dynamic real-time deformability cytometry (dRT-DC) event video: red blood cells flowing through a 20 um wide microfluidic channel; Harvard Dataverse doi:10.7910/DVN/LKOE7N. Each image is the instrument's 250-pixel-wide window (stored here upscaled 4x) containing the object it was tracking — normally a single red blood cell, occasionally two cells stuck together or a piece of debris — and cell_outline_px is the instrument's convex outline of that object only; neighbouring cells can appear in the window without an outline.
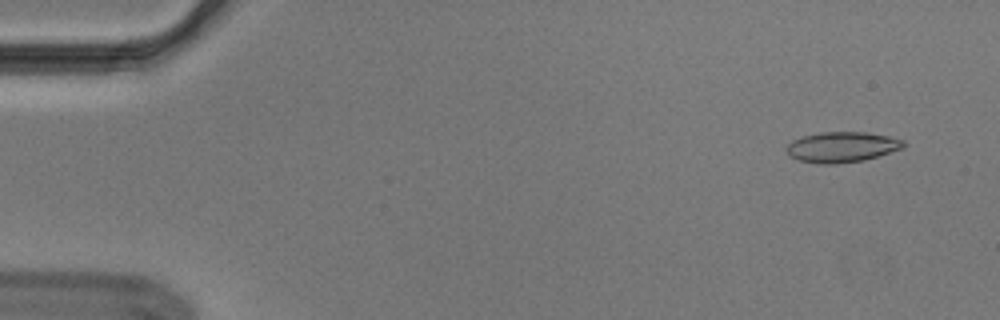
{"species": "Egyptian fruit bat (a non-hibernating species)", "species_latin": "Rousettus aegyptiacus", "temperature_condition": "cold", "stored_images_in_passage": 54, "camera_frame_rate_fps": 3000, "um_per_image_px": 0.085, "animal": {"sex": "male"}, "frame": {"image": 1, "passage_image": 4, "time_ms": 1.0, "image_size_px": [1000, 320], "cell_outline_px": [[904, 148], [864, 160], [836, 164], [820, 164], [800, 160], [788, 156], [784, 148], [792, 140], [804, 136], [820, 132], [864, 132], [888, 136], [904, 140]], "centroid_in_image_um": [71.53, 12.5], "position_along_channel_um": 13.5, "area_um2": 20.81}}
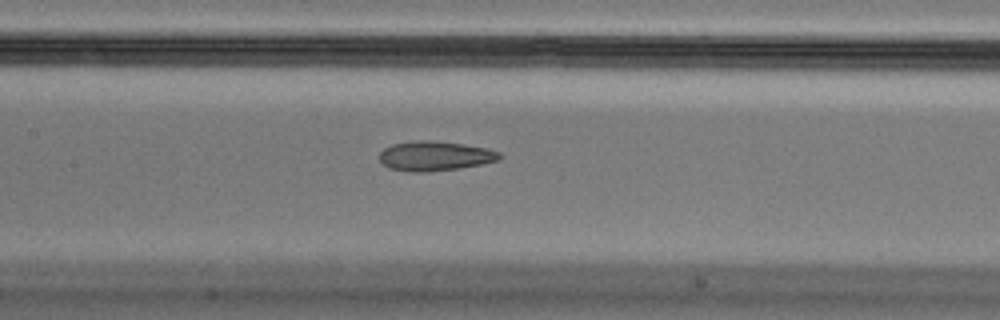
{"frame": {"image": 2, "passage_image": 26, "time_ms": 8.333, "image_size_px": [1000, 320], "cell_outline_px": [[504, 156], [500, 160], [484, 164], [460, 168], [428, 172], [408, 172], [388, 168], [380, 160], [380, 152], [384, 148], [392, 144], [416, 140], [428, 140], [464, 144], [488, 148], [500, 152]], "centroid_in_image_um": [37.01, 13.26], "position_along_channel_um": 170.4, "area_um2": 21.04}}
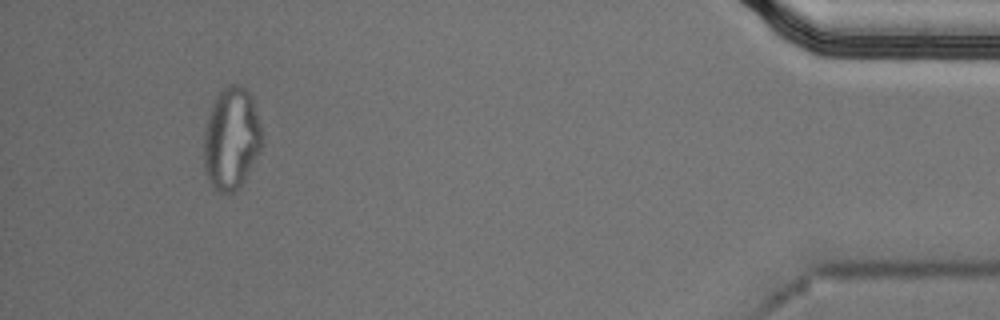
{"frame": {"image": 3, "passage_image": 51, "time_ms": 16.667, "image_size_px": [1000, 320], "cell_outline_px": [[264, 144], [260, 152], [240, 188], [232, 192], [216, 192], [208, 180], [204, 168], [204, 132], [208, 116], [212, 104], [216, 96], [228, 84], [240, 84], [252, 96], [260, 124], [264, 140]], "centroid_in_image_um": [19.68, 11.8], "position_along_channel_um": 415.5, "area_um2": 35.08}, "authors_computed_cell_mechanics": {"area_um2": 21.2415, "velocity_mm_per_s": 3.6938, "shape_relaxation_time_tau1_ms": null, "shape_relaxation_time_tau2_ms": 2.5898, "deformation_change_tau1": null, "deformation_change_tau2": 0.1114}}